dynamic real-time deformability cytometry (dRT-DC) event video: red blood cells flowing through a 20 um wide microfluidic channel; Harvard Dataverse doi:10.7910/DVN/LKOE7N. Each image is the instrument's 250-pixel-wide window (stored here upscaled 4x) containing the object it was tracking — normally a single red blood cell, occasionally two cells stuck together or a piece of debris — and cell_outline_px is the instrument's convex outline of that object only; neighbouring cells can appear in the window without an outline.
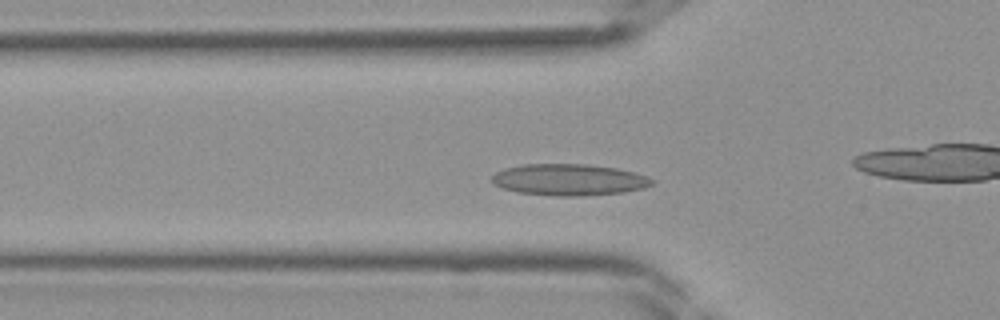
{"species": "Egyptian fruit bat (a non-hibernating species)", "species_latin": "Rousettus aegyptiacus", "temperature_condition": "room temperature", "stored_images_in_passage": 37, "camera_frame_rate_fps": 3000, "um_per_image_px": 0.085, "frame": {"image": 1, "passage_image": 9, "time_ms": 2.667, "image_size_px": [1000, 320], "cell_outline_px": [[656, 180], [652, 184], [644, 188], [624, 192], [580, 196], [560, 196], [516, 192], [504, 188], [496, 184], [492, 180], [492, 176], [496, 172], [504, 168], [524, 164], [588, 164], [616, 168], [648, 176]], "centroid_in_image_um": [48.4, 15.27], "position_along_channel_um": 77.4, "area_um2": 29.3}}
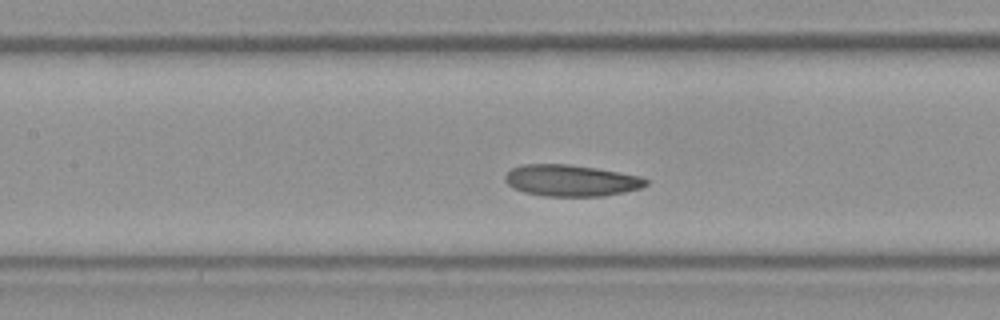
{"frame": {"image": 2, "passage_image": 14, "time_ms": 4.333, "image_size_px": [1000, 320], "cell_outline_px": [[648, 184], [640, 188], [624, 192], [604, 196], [544, 196], [524, 192], [512, 188], [504, 180], [504, 176], [512, 168], [524, 164], [568, 164], [596, 168], [640, 176], [648, 180]], "centroid_in_image_um": [48.52, 15.34], "position_along_channel_um": 158.9, "area_um2": 25.84}}
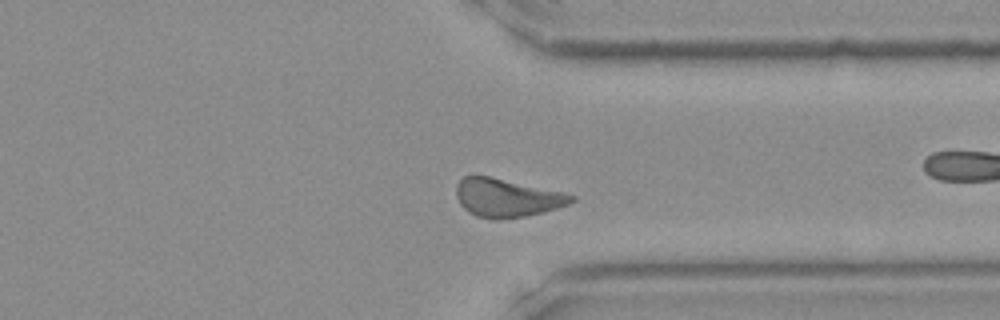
{"frame": {"image": 3, "passage_image": 27, "time_ms": 8.667, "image_size_px": [1000, 320], "cell_outline_px": [[576, 200], [568, 204], [544, 212], [524, 216], [496, 220], [492, 220], [476, 216], [468, 212], [460, 204], [456, 196], [456, 184], [464, 176], [488, 176], [560, 192], [576, 196]], "centroid_in_image_um": [43.04, 16.83], "position_along_channel_um": 368.4, "area_um2": 25.43}}